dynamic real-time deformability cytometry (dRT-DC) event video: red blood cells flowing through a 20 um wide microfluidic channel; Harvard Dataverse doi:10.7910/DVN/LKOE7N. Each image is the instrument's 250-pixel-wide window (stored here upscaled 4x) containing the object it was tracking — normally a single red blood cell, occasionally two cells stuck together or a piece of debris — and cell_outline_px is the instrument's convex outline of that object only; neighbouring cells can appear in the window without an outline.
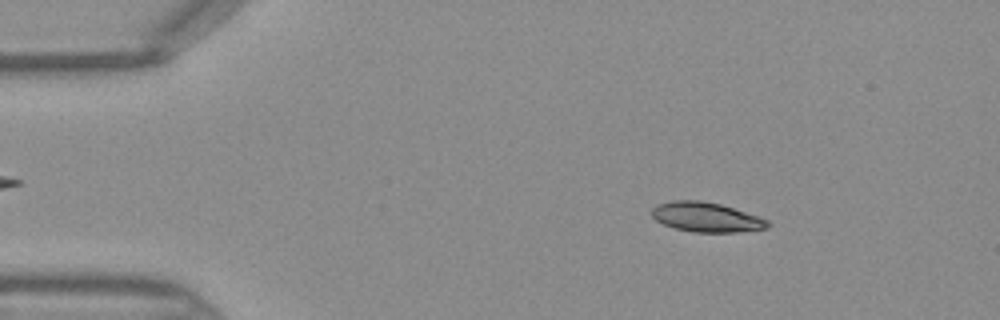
{"species": "Egyptian fruit bat (a non-hibernating species)", "species_latin": "Rousettus aegyptiacus", "temperature_condition": "warm", "stored_images_in_passage": 44, "camera_frame_rate_fps": 3000, "um_per_image_px": 0.085, "frame": {"image": 1, "passage_image": 6, "time_ms": 1.667, "image_size_px": [1000, 320], "cell_outline_px": [[772, 224], [768, 228], [740, 232], [692, 232], [676, 228], [664, 224], [656, 220], [652, 216], [652, 208], [656, 204], [672, 200], [700, 200], [720, 204], [768, 220]], "centroid_in_image_um": [60.02, 18.46], "position_along_channel_um": 25.0, "area_um2": 19.94}}
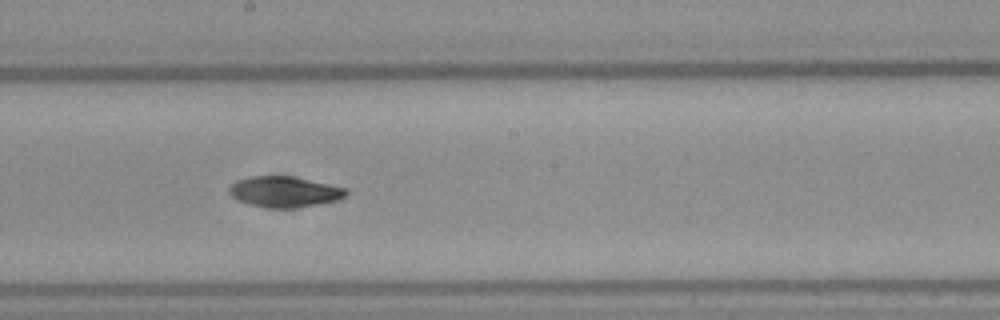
{"frame": {"image": 2, "passage_image": 24, "time_ms": 7.667, "image_size_px": [1000, 320], "cell_outline_px": [[348, 192], [344, 196], [336, 200], [296, 208], [268, 208], [248, 204], [236, 200], [228, 192], [228, 188], [236, 180], [248, 176], [292, 176], [348, 188]], "centroid_in_image_um": [24.13, 16.3], "position_along_channel_um": 224.1, "area_um2": 21.04}}
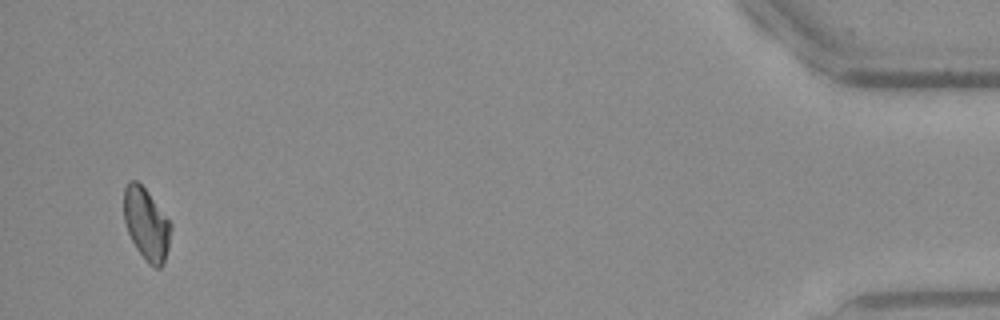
{"frame": {"image": 3, "passage_image": 43, "time_ms": 14.0, "image_size_px": [1000, 320], "cell_outline_px": [[172, 228], [168, 248], [164, 264], [160, 268], [156, 268], [148, 264], [136, 248], [128, 232], [124, 220], [124, 188], [128, 180], [136, 180], [148, 192], [172, 224]], "centroid_in_image_um": [12.45, 19.06], "position_along_channel_um": 422.8, "area_um2": 19.77}}